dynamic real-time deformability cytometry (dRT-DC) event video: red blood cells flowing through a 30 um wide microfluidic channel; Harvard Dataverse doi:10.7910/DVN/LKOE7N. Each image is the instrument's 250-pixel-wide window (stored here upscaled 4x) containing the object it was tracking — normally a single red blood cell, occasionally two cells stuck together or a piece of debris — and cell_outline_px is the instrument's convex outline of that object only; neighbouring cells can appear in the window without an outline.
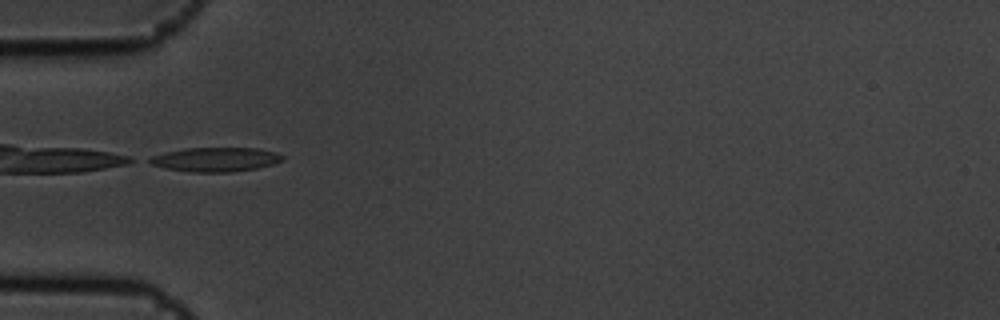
{"species": "common noctule bat (a hibernating species)", "species_latin": "Nyctalus noctula", "temperature_condition": "cold", "stored_images_in_passage": 8, "camera_frame_rate_fps": 3000, "um_per_image_px": 0.085, "animal": {"sex": "male", "body_mass_g": 19.5, "forearm_length_mm": 54.6}, "frame": {"image": 1, "passage_image": 2, "time_ms": 0.333, "image_size_px": [1000, 320], "cell_outline_px": [[284, 160], [272, 164], [256, 168], [232, 172], [188, 172], [164, 168], [152, 164], [144, 160], [152, 156], [184, 148], [256, 148], [276, 152], [284, 156]], "centroid_in_image_um": [18.31, 13.56], "position_along_channel_um": 66.7, "area_um2": 18.79}}
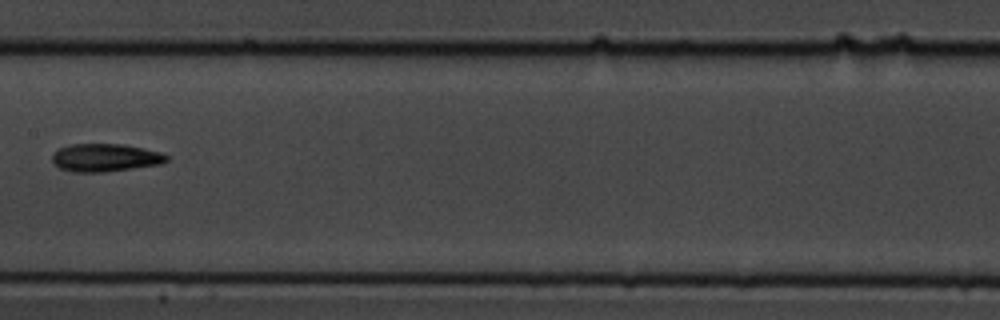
{"frame": {"image": 2, "passage_image": 5, "time_ms": 1.333, "image_size_px": [1000, 320], "cell_outline_px": [[168, 160], [160, 164], [104, 172], [72, 172], [60, 168], [52, 160], [52, 152], [60, 148], [72, 144], [124, 144], [144, 148], [160, 152], [168, 156]], "centroid_in_image_um": [8.93, 13.39], "position_along_channel_um": 198.5, "area_um2": 18.55}}
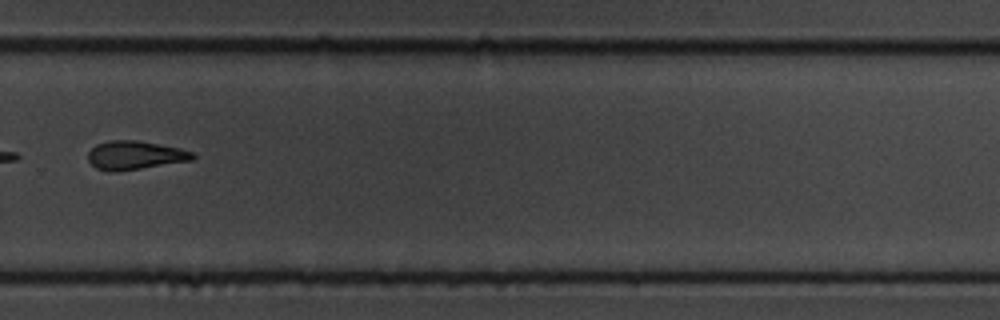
{"frame": {"image": 3, "passage_image": 8, "time_ms": 2.333, "image_size_px": [1000, 320], "cell_outline_px": [[196, 156], [192, 160], [116, 172], [112, 172], [96, 168], [88, 160], [88, 152], [96, 144], [108, 140], [136, 140], [180, 148], [192, 152]], "centroid_in_image_um": [11.44, 13.19], "position_along_channel_um": 318.4, "area_um2": 17.4}}